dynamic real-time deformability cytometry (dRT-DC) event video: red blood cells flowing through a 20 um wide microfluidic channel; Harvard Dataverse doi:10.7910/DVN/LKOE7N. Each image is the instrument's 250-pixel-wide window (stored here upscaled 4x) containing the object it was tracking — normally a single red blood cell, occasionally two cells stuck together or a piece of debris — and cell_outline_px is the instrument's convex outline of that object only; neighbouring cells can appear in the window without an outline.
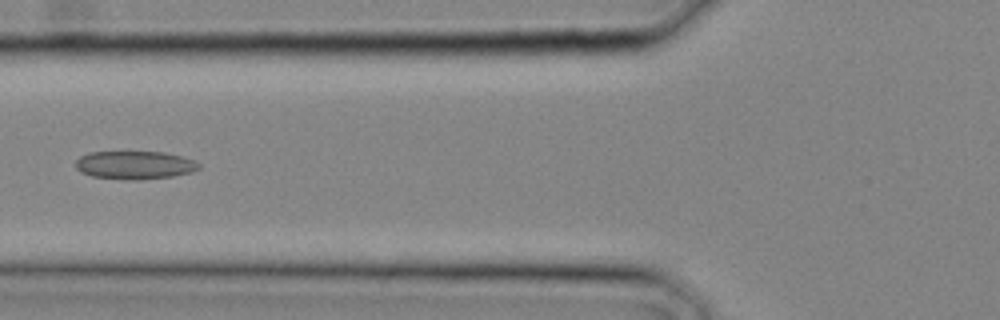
{"species": "common noctule bat (a hibernating species)", "species_latin": "Nyctalus noctula", "temperature_condition": "cold", "stored_images_in_passage": 13, "camera_frame_rate_fps": 3000, "um_per_image_px": 0.085, "animal": {"sex": "male", "body_mass_g": 20.4}, "frame": {"image": 1, "passage_image": 3, "time_ms": 0.667, "image_size_px": [1000, 320], "cell_outline_px": [[200, 168], [192, 172], [172, 176], [136, 180], [128, 180], [92, 176], [80, 172], [76, 168], [76, 160], [80, 156], [88, 152], [164, 152], [196, 160], [200, 164]], "centroid_in_image_um": [11.45, 14.03], "position_along_channel_um": 114.3, "area_um2": 20.29}}
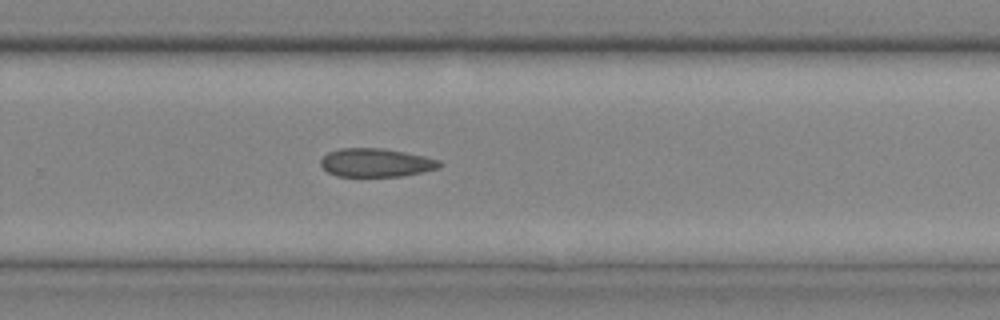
{"frame": {"image": 2, "passage_image": 11, "time_ms": 3.333, "image_size_px": [1000, 320], "cell_outline_px": [[444, 164], [440, 168], [404, 176], [336, 176], [328, 172], [320, 164], [320, 160], [328, 152], [340, 148], [384, 148], [424, 156], [440, 160]], "centroid_in_image_um": [31.99, 13.82], "position_along_channel_um": 297.8, "area_um2": 19.83}}
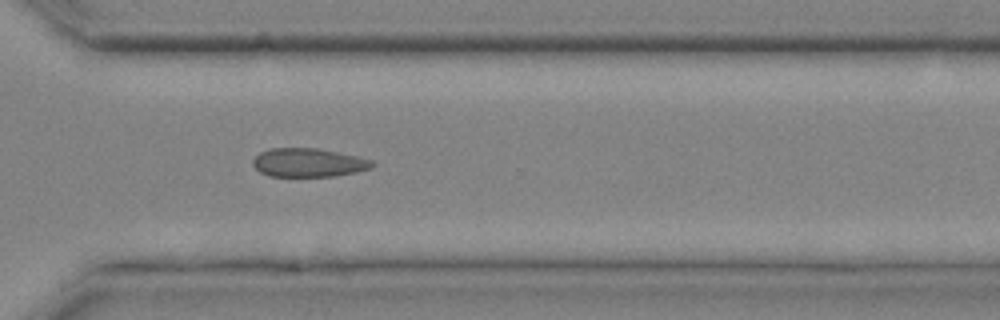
{"frame": {"image": 3, "passage_image": 13, "time_ms": 4.0, "image_size_px": [1000, 320], "cell_outline_px": [[376, 164], [372, 168], [356, 172], [336, 176], [268, 176], [260, 172], [252, 164], [252, 160], [260, 152], [268, 148], [316, 148], [356, 156], [372, 160]], "centroid_in_image_um": [26.21, 13.82], "position_along_channel_um": 344.4, "area_um2": 19.94}}